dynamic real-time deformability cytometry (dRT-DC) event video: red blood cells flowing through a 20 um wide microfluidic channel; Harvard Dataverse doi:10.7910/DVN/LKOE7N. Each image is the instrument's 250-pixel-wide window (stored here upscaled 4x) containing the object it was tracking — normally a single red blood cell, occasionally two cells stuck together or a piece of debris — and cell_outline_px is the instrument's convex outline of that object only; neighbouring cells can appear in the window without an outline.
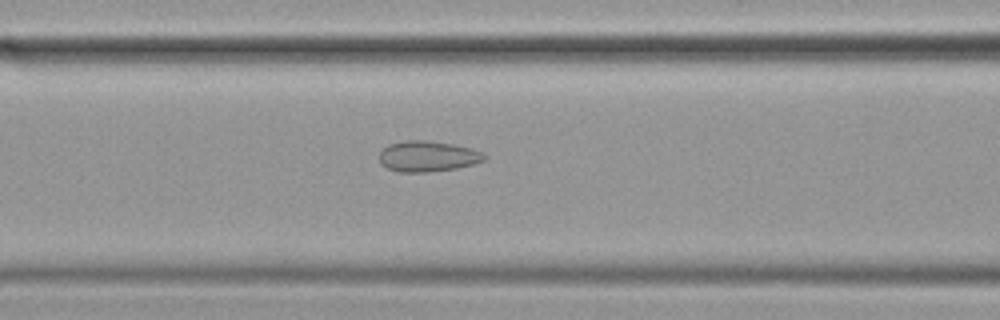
{"species": "common noctule bat (a hibernating species)", "species_latin": "Nyctalus noctula", "temperature_condition": "cold", "stored_images_in_passage": 57, "camera_frame_rate_fps": 3000, "um_per_image_px": 0.085, "animal": {"sex": "female", "body_mass_g": 19.9}, "frame": {"image": 1, "passage_image": 23, "time_ms": 7.333, "image_size_px": [1000, 320], "cell_outline_px": [[484, 160], [476, 164], [456, 168], [424, 172], [400, 172], [388, 168], [380, 164], [380, 152], [388, 144], [404, 140], [424, 140], [452, 144], [472, 148], [480, 152], [484, 156]], "centroid_in_image_um": [36.33, 13.28], "position_along_channel_um": 130.3, "area_um2": 18.67}}
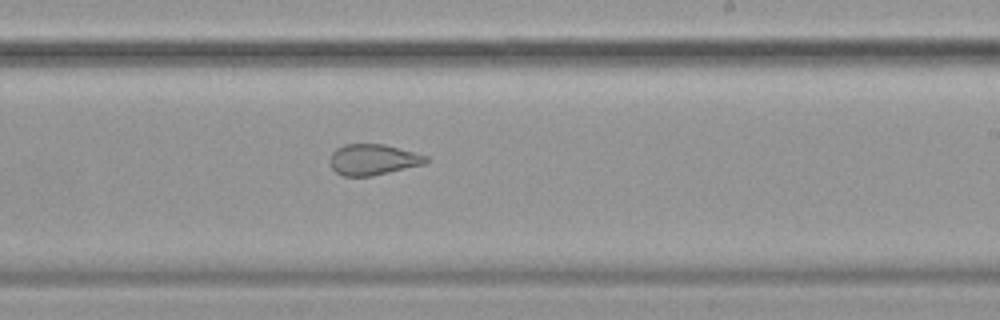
{"frame": {"image": 2, "passage_image": 34, "time_ms": 11.0, "image_size_px": [1000, 320], "cell_outline_px": [[428, 160], [424, 164], [372, 176], [344, 176], [336, 172], [332, 168], [328, 160], [332, 152], [336, 148], [344, 144], [384, 144], [428, 156]], "centroid_in_image_um": [31.67, 13.56], "position_along_channel_um": 257.3, "area_um2": 17.28}}
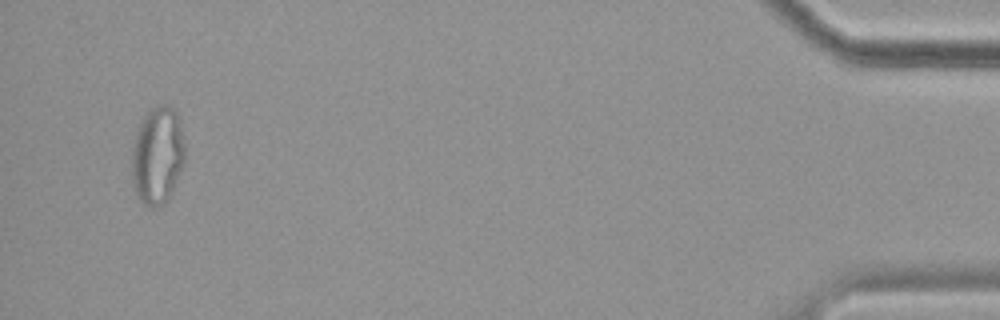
{"frame": {"image": 3, "passage_image": 55, "time_ms": 18.0, "image_size_px": [1000, 320], "cell_outline_px": [[184, 164], [168, 200], [164, 204], [156, 208], [152, 208], [144, 204], [136, 196], [132, 188], [132, 148], [136, 132], [144, 116], [152, 108], [160, 104], [168, 104], [176, 112], [180, 124], [184, 144]], "centroid_in_image_um": [13.37, 13.26], "position_along_channel_um": 421.8, "area_um2": 30.46}, "authors_computed_cell_mechanics": {"area_um2": 23.4668, "velocity_mm_per_s": 3.477, "shape_relaxation_time_tau1_ms": null, "shape_relaxation_time_tau2_ms": 1.9297, "deformation_change_tau1": null, "deformation_change_tau2": 0.0965}}